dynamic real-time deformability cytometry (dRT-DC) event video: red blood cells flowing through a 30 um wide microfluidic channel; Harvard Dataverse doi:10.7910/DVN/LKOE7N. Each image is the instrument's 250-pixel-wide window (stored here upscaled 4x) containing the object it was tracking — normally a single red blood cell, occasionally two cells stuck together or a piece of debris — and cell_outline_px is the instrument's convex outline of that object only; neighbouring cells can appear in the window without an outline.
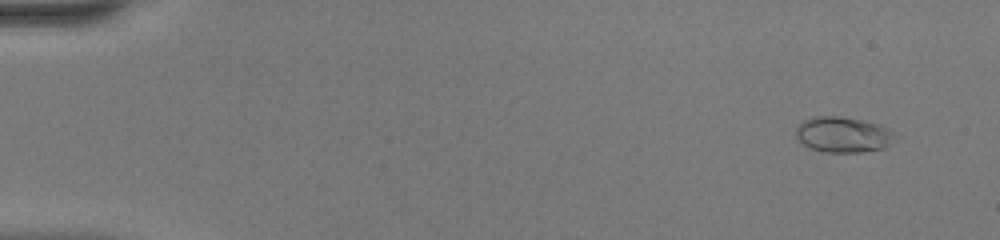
{"species": "common noctule bat (a hibernating species)", "species_latin": "Nyctalus noctula", "temperature_condition": "warm", "stored_images_in_passage": 51, "camera_frame_rate_fps": 3000, "um_per_image_px": 0.085, "animal": {"sex": "female", "body_mass_g": 20.0, "forearm_length_mm": 54.0}, "frame": {"image": 1, "passage_image": 4, "time_ms": 1.0, "image_size_px": [1000, 240], "cell_outline_px": [[892, 132], [888, 144], [884, 148], [860, 152], [824, 152], [812, 148], [804, 144], [796, 136], [796, 128], [804, 120], [812, 116], [840, 116], [864, 120], [880, 124]], "centroid_in_image_um": [71.6, 11.42], "position_along_channel_um": 13.4, "area_um2": 20.17}}
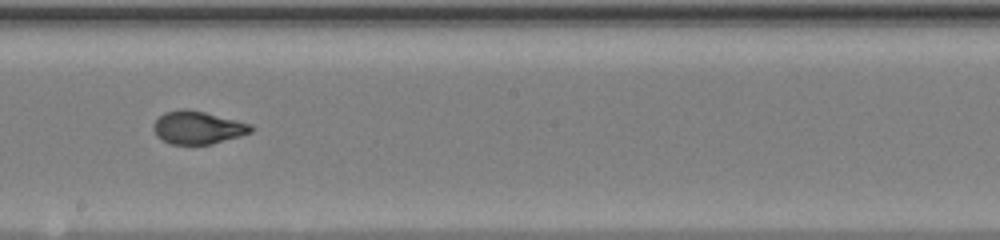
{"frame": {"image": 2, "passage_image": 30, "time_ms": 9.667, "image_size_px": [1000, 240], "cell_outline_px": [[256, 128], [252, 132], [240, 136], [212, 144], [172, 144], [160, 140], [156, 136], [152, 128], [152, 124], [164, 112], [180, 108], [188, 108], [252, 124]], "centroid_in_image_um": [16.79, 10.84], "position_along_channel_um": 231.4, "area_um2": 18.96}}
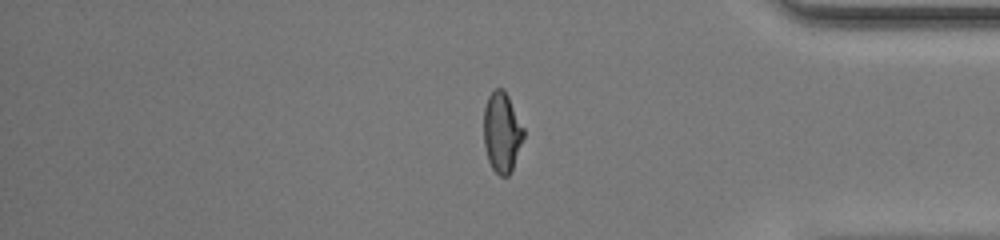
{"frame": {"image": 3, "passage_image": 43, "time_ms": 14.0, "image_size_px": [1000, 240], "cell_outline_px": [[524, 136], [512, 168], [508, 176], [500, 176], [492, 168], [488, 160], [484, 144], [484, 108], [488, 96], [496, 88], [504, 88], [524, 128]], "centroid_in_image_um": [42.65, 11.22], "position_along_channel_um": 392.5, "area_um2": 18.44}, "authors_computed_cell_mechanics": {"area_um2": 19.2474, "velocity_mm_per_s": 4.165, "shape_relaxation_time_tau1_ms": 7.0994, "shape_relaxation_time_tau2_ms": null, "deformation_change_tau1": 0.2896, "deformation_change_tau2": null}}